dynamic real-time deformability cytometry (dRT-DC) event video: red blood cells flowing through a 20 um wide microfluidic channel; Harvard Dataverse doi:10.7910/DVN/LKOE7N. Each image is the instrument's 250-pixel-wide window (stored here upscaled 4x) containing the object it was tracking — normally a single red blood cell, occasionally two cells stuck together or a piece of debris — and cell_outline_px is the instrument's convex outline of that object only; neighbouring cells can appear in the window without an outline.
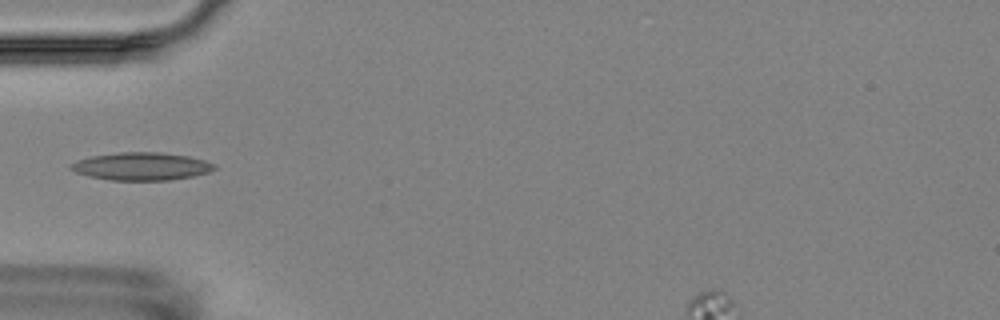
{"species": "Egyptian fruit bat (a non-hibernating species)", "species_latin": "Rousettus aegyptiacus", "temperature_condition": "room temperature", "stored_images_in_passage": 9, "camera_frame_rate_fps": 3000, "um_per_image_px": 0.085, "animal": {"sex": "female"}, "frame": {"image": 1, "passage_image": 6, "time_ms": 5.667, "image_size_px": [1000, 320], "cell_outline_px": [[216, 168], [208, 172], [192, 176], [168, 180], [108, 180], [88, 176], [76, 172], [68, 168], [76, 160], [92, 156], [116, 152], [160, 152], [188, 156], [204, 160], [216, 164]], "centroid_in_image_um": [12.0, 14.13], "position_along_channel_um": 73.0, "area_um2": 23.24}}
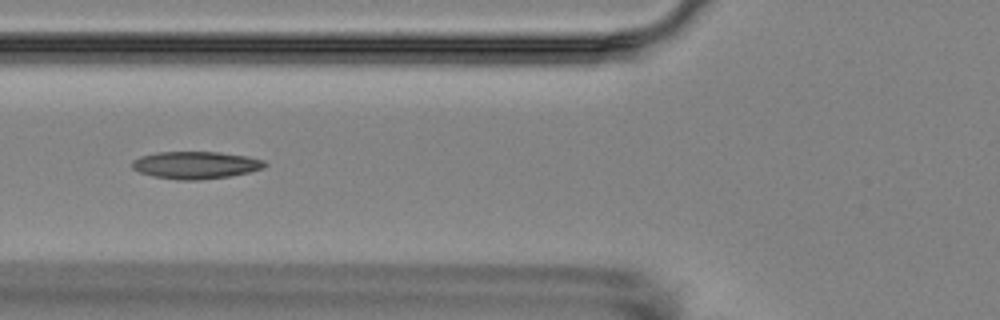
{"frame": {"image": 2, "passage_image": 7, "time_ms": 6.667, "image_size_px": [1000, 320], "cell_outline_px": [[268, 164], [264, 168], [232, 176], [200, 180], [176, 180], [152, 176], [140, 172], [132, 168], [132, 160], [140, 156], [156, 152], [220, 152], [244, 156], [264, 160]], "centroid_in_image_um": [16.62, 14.04], "position_along_channel_um": 109.2, "area_um2": 21.27}}
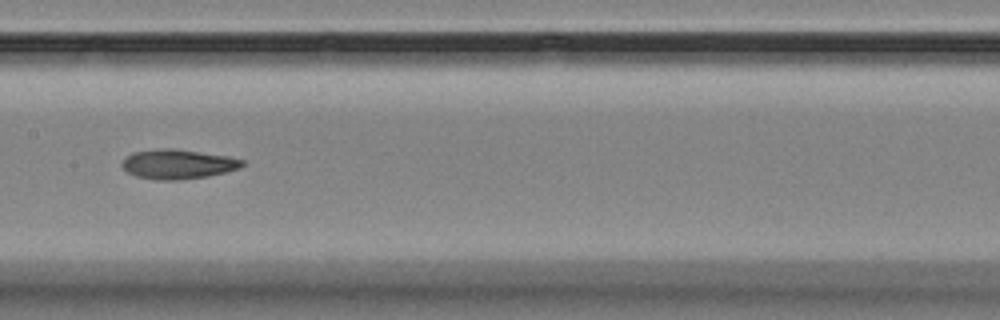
{"frame": {"image": 3, "passage_image": 9, "time_ms": 9.0, "image_size_px": [1000, 320], "cell_outline_px": [[244, 164], [240, 168], [208, 176], [180, 180], [156, 180], [136, 176], [128, 172], [120, 164], [132, 152], [160, 148], [172, 148], [228, 156], [244, 160]], "centroid_in_image_um": [15.12, 13.95], "position_along_channel_um": 192.3, "area_um2": 20.63}}